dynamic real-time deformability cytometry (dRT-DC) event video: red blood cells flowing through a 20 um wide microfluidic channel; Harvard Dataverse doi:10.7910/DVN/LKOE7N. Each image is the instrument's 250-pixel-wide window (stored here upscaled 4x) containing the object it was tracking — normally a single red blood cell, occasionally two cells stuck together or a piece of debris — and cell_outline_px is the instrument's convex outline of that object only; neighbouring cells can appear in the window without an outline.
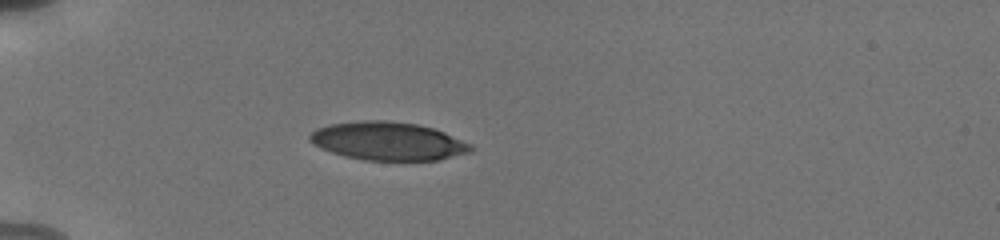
{"species": "human", "species_latin": "Homo sapiens", "temperature_condition": "cold", "stored_images_in_passage": 39, "camera_frame_rate_fps": 3000, "um_per_image_px": 0.085, "donor": {"sex": "male"}, "frame": {"image": 1, "passage_image": 1, "time_ms": 0.0, "image_size_px": [1000, 240], "cell_outline_px": [[476, 148], [472, 152], [440, 160], [364, 160], [344, 156], [320, 148], [308, 140], [308, 136], [316, 128], [328, 124], [364, 120], [384, 120], [416, 124], [432, 128], [444, 132], [472, 144]], "centroid_in_image_um": [32.99, 12.0], "position_along_channel_um": 52.0, "area_um2": 36.13}}
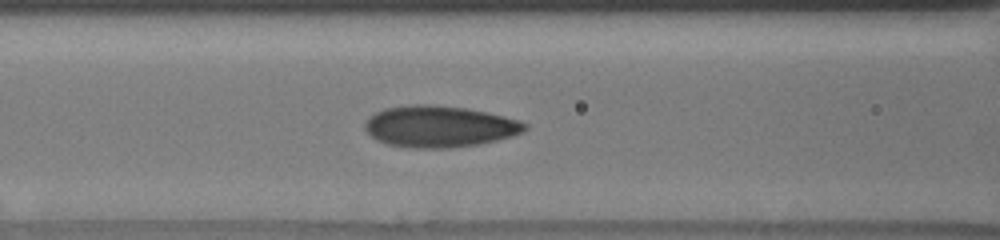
{"frame": {"image": 2, "passage_image": 9, "time_ms": 2.667, "image_size_px": [1000, 240], "cell_outline_px": [[528, 128], [524, 132], [512, 136], [480, 144], [448, 148], [408, 148], [388, 144], [376, 140], [364, 128], [364, 120], [376, 112], [384, 108], [412, 104], [432, 104], [464, 108], [504, 116], [520, 120], [528, 124]], "centroid_in_image_um": [37.34, 10.75], "position_along_channel_um": 129.3, "area_um2": 38.84}}
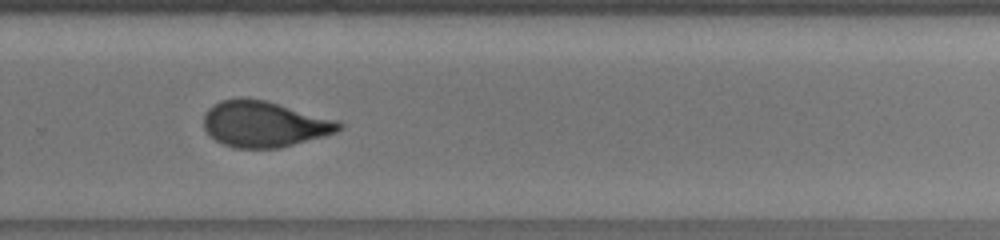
{"frame": {"image": 3, "passage_image": 23, "time_ms": 7.333, "image_size_px": [1000, 240], "cell_outline_px": [[344, 124], [336, 132], [324, 136], [280, 148], [236, 148], [224, 144], [216, 140], [204, 128], [204, 116], [208, 108], [212, 104], [220, 100], [240, 96], [264, 100], [340, 120]], "centroid_in_image_um": [22.47, 10.53], "position_along_channel_um": 307.3, "area_um2": 36.41}, "authors_computed_cell_mechanics": {"area_um2": 36.5874, "velocity_mm_per_s": 3.8338, "shape_relaxation_time_tau1_ms": 4.67, "shape_relaxation_time_tau2_ms": 1.0968, "deformation_change_tau1": 0.1645, "deformation_change_tau2": 0.0694}}